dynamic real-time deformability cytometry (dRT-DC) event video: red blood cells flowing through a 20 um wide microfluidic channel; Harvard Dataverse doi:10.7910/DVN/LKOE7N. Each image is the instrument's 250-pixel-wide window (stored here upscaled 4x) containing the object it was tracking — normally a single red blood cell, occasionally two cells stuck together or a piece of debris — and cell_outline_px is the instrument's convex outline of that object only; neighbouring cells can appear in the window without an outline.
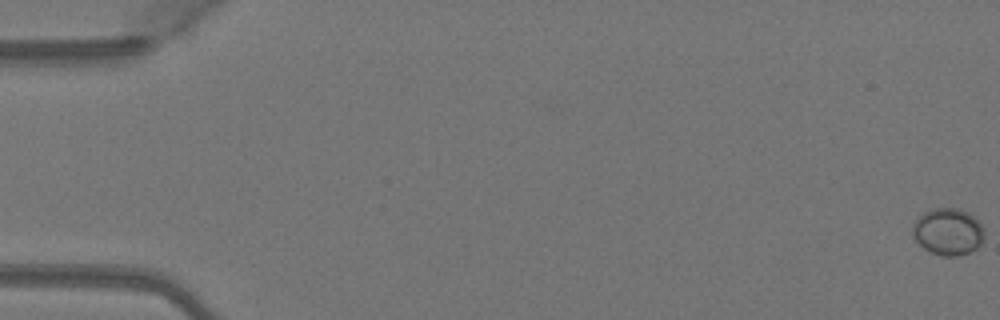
{"species": "Egyptian fruit bat (a non-hibernating species)", "species_latin": "Rousettus aegyptiacus", "temperature_condition": "warm", "stored_images_in_passage": 51, "camera_frame_rate_fps": 3000, "um_per_image_px": 0.085, "animal": {"sex": "female"}, "frame": {"image": 1, "passage_image": 1, "time_ms": 0.0, "image_size_px": [1000, 320], "cell_outline_px": [[984, 240], [976, 248], [960, 256], [940, 256], [924, 248], [916, 240], [912, 232], [912, 224], [924, 212], [932, 208], [956, 208], [968, 212], [984, 228]], "centroid_in_image_um": [80.58, 19.69], "position_along_channel_um": 4.4, "area_um2": 19.54}}
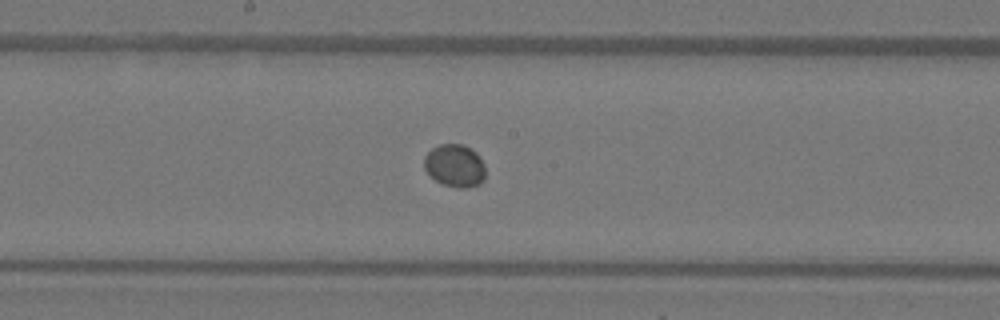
{"frame": {"image": 2, "passage_image": 28, "time_ms": 9.0, "image_size_px": [1000, 320], "cell_outline_px": [[484, 180], [480, 184], [468, 188], [460, 188], [440, 184], [424, 168], [424, 156], [432, 148], [440, 144], [464, 144], [472, 148], [480, 156], [484, 164]], "centroid_in_image_um": [38.68, 14.08], "position_along_channel_um": 209.5, "area_um2": 15.43}}
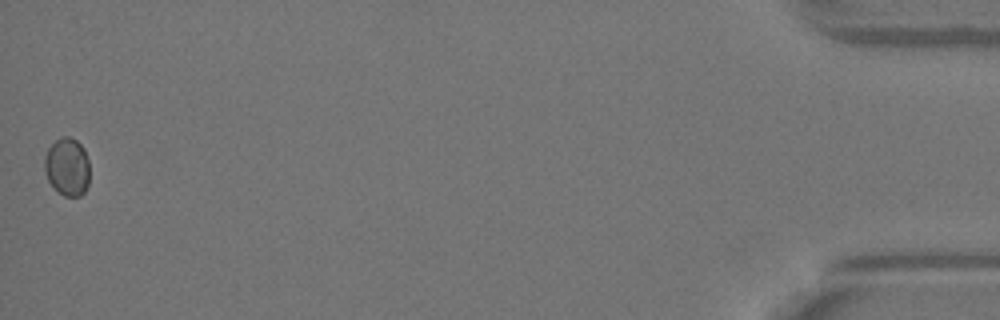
{"frame": {"image": 3, "passage_image": 51, "time_ms": 16.667, "image_size_px": [1000, 320], "cell_outline_px": [[88, 184], [84, 192], [80, 196], [64, 196], [52, 188], [48, 180], [44, 168], [44, 156], [48, 148], [56, 140], [64, 136], [68, 136], [76, 140], [84, 148], [88, 160]], "centroid_in_image_um": [5.69, 14.19], "position_along_channel_um": 429.5, "area_um2": 15.32}}